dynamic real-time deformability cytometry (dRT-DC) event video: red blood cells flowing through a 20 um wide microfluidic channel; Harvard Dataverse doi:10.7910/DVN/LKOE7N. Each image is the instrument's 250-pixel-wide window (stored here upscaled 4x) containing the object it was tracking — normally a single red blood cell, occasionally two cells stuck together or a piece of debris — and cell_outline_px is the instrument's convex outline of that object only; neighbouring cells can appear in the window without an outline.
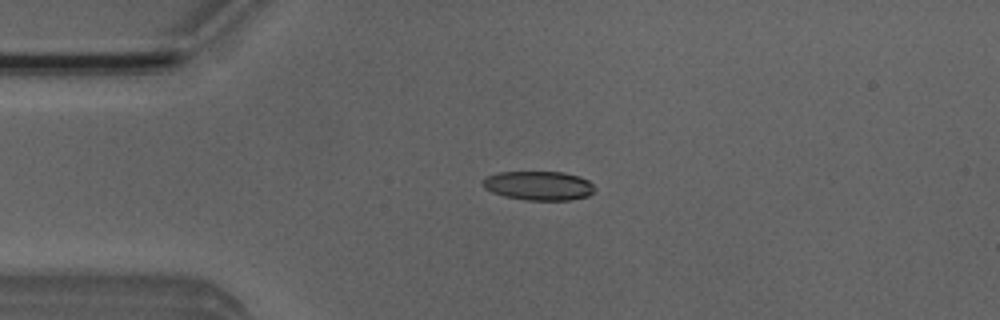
{"species": "Egyptian fruit bat (a non-hibernating species)", "species_latin": "Rousettus aegyptiacus", "temperature_condition": "room temperature", "stored_images_in_passage": 42, "camera_frame_rate_fps": 3000, "um_per_image_px": 0.085, "animal": {"sex": "male"}, "frame": {"image": 1, "passage_image": 2, "time_ms": 0.333, "image_size_px": [1000, 320], "cell_outline_px": [[596, 192], [588, 196], [568, 200], [528, 200], [504, 196], [492, 192], [484, 188], [484, 180], [488, 176], [500, 172], [564, 172], [580, 176], [588, 180], [596, 188]], "centroid_in_image_um": [45.85, 15.78], "position_along_channel_um": 39.1, "area_um2": 18.96}}
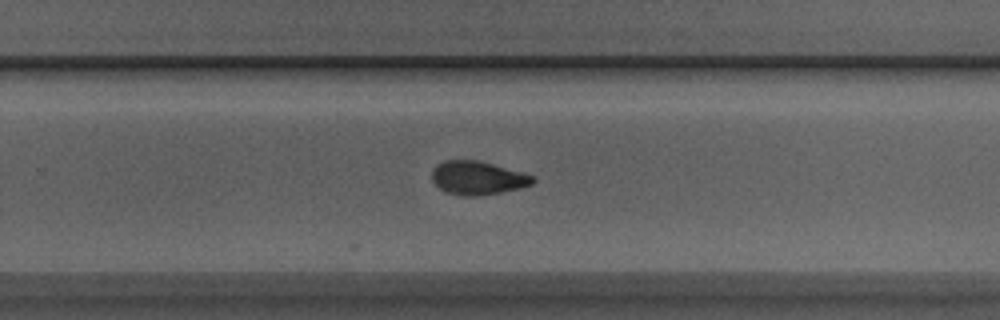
{"frame": {"image": 2, "passage_image": 23, "time_ms": 7.333, "image_size_px": [1000, 320], "cell_outline_px": [[536, 180], [532, 184], [520, 188], [500, 192], [476, 196], [460, 196], [444, 192], [432, 180], [432, 172], [436, 164], [444, 160], [480, 160], [520, 172], [532, 176]], "centroid_in_image_um": [40.56, 15.12], "position_along_channel_um": 289.2, "area_um2": 19.65}}
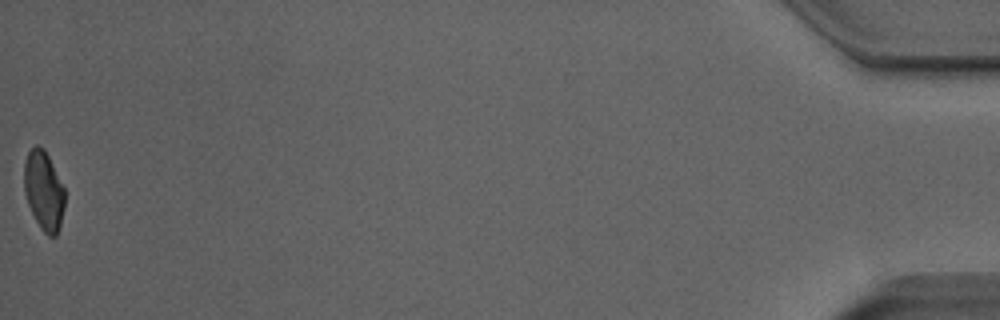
{"frame": {"image": 3, "passage_image": 42, "time_ms": 13.667, "image_size_px": [1000, 320], "cell_outline_px": [[64, 208], [60, 228], [56, 236], [48, 236], [40, 228], [28, 204], [24, 192], [24, 164], [28, 152], [36, 144], [44, 148], [64, 188]], "centroid_in_image_um": [3.72, 16.22], "position_along_channel_um": 431.5, "area_um2": 18.67}, "authors_computed_cell_mechanics": {"area_um2": 19.652, "velocity_mm_per_s": 3.9418, "shape_relaxation_time_tau1_ms": null, "shape_relaxation_time_tau2_ms": 2.7836, "deformation_change_tau1": null, "deformation_change_tau2": 0.0892}}